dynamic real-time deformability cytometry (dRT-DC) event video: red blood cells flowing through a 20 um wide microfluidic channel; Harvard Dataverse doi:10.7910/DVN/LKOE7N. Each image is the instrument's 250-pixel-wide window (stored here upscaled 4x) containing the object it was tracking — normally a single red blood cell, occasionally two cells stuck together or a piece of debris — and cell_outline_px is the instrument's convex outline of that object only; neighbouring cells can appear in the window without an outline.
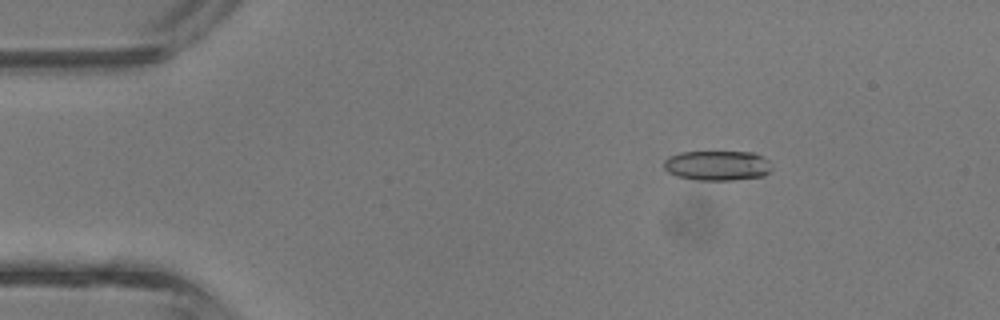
{"species": "common noctule bat (a hibernating species)", "species_latin": "Nyctalus noctula", "temperature_condition": "room temperature", "stored_images_in_passage": 43, "camera_frame_rate_fps": 3000, "um_per_image_px": 0.085, "animal": {"sex": "male", "body_mass_g": 13.3}, "frame": {"image": 1, "passage_image": 7, "time_ms": 2.0, "image_size_px": [1000, 320], "cell_outline_px": [[772, 168], [764, 176], [732, 180], [696, 180], [676, 176], [668, 172], [664, 168], [664, 160], [668, 156], [680, 152], [752, 152], [764, 156], [768, 160]], "centroid_in_image_um": [60.96, 14.07], "position_along_channel_um": 24.0, "area_um2": 18.96}}
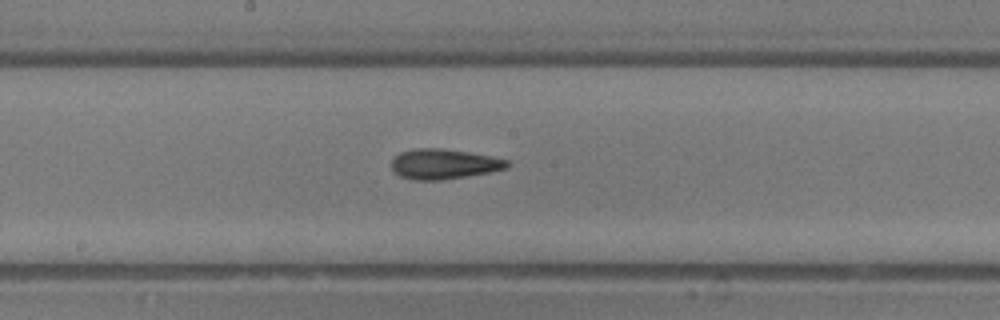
{"frame": {"image": 2, "passage_image": 23, "time_ms": 7.333, "image_size_px": [1000, 320], "cell_outline_px": [[508, 168], [488, 172], [444, 180], [412, 180], [400, 176], [392, 172], [392, 160], [400, 152], [416, 148], [440, 148], [488, 156], [508, 160]], "centroid_in_image_um": [37.66, 13.95], "position_along_channel_um": 210.5, "area_um2": 20.06}}
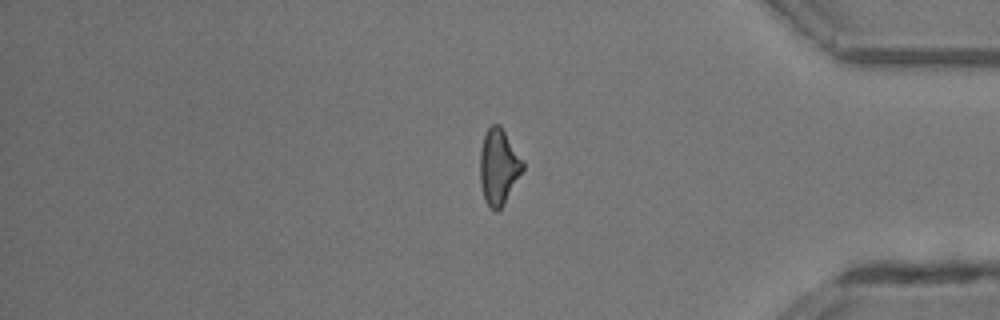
{"frame": {"image": 3, "passage_image": 36, "time_ms": 11.667, "image_size_px": [1000, 320], "cell_outline_px": [[524, 168], [504, 204], [496, 212], [484, 200], [480, 184], [480, 148], [484, 132], [492, 124], [500, 124], [524, 160]], "centroid_in_image_um": [42.38, 14.13], "position_along_channel_um": 392.8, "area_um2": 19.07}, "authors_computed_cell_mechanics": {"area_um2": 19.074, "velocity_mm_per_s": 4.8442, "shape_relaxation_time_tau1_ms": 4.3099, "shape_relaxation_time_tau2_ms": 3.0192, "deformation_change_tau1": 0.1332, "deformation_change_tau2": 0.1319}}